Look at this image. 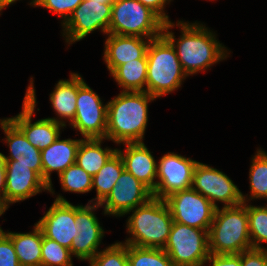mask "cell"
Here are the masks:
<instances>
[{"label": "cell", "mask_w": 267, "mask_h": 266, "mask_svg": "<svg viewBox=\"0 0 267 266\" xmlns=\"http://www.w3.org/2000/svg\"><path fill=\"white\" fill-rule=\"evenodd\" d=\"M173 26L175 25L171 21L164 23L163 35L175 47L177 57L187 76L204 71L214 63L226 59L228 54L226 48L203 24L178 21L177 26L181 27L182 34L177 41L174 33L168 31Z\"/></svg>", "instance_id": "obj_1"}, {"label": "cell", "mask_w": 267, "mask_h": 266, "mask_svg": "<svg viewBox=\"0 0 267 266\" xmlns=\"http://www.w3.org/2000/svg\"><path fill=\"white\" fill-rule=\"evenodd\" d=\"M156 98L146 91H122L107 103L105 139L120 143L143 142L147 121L148 102Z\"/></svg>", "instance_id": "obj_2"}, {"label": "cell", "mask_w": 267, "mask_h": 266, "mask_svg": "<svg viewBox=\"0 0 267 266\" xmlns=\"http://www.w3.org/2000/svg\"><path fill=\"white\" fill-rule=\"evenodd\" d=\"M125 244L143 248L164 249L173 225L171 212L165 200L152 197L148 202L130 210Z\"/></svg>", "instance_id": "obj_3"}, {"label": "cell", "mask_w": 267, "mask_h": 266, "mask_svg": "<svg viewBox=\"0 0 267 266\" xmlns=\"http://www.w3.org/2000/svg\"><path fill=\"white\" fill-rule=\"evenodd\" d=\"M208 240L211 254H240L252 249L246 202L216 208Z\"/></svg>", "instance_id": "obj_4"}, {"label": "cell", "mask_w": 267, "mask_h": 266, "mask_svg": "<svg viewBox=\"0 0 267 266\" xmlns=\"http://www.w3.org/2000/svg\"><path fill=\"white\" fill-rule=\"evenodd\" d=\"M146 57V92L155 98L173 92L187 77L175 47L163 34L150 40Z\"/></svg>", "instance_id": "obj_5"}, {"label": "cell", "mask_w": 267, "mask_h": 266, "mask_svg": "<svg viewBox=\"0 0 267 266\" xmlns=\"http://www.w3.org/2000/svg\"><path fill=\"white\" fill-rule=\"evenodd\" d=\"M164 22L138 0H114L108 33L155 39L163 34Z\"/></svg>", "instance_id": "obj_6"}, {"label": "cell", "mask_w": 267, "mask_h": 266, "mask_svg": "<svg viewBox=\"0 0 267 266\" xmlns=\"http://www.w3.org/2000/svg\"><path fill=\"white\" fill-rule=\"evenodd\" d=\"M163 250L174 266H203L210 254L208 231L173 221Z\"/></svg>", "instance_id": "obj_7"}, {"label": "cell", "mask_w": 267, "mask_h": 266, "mask_svg": "<svg viewBox=\"0 0 267 266\" xmlns=\"http://www.w3.org/2000/svg\"><path fill=\"white\" fill-rule=\"evenodd\" d=\"M164 200L173 221L209 232L216 207L201 193L190 188L177 191Z\"/></svg>", "instance_id": "obj_8"}, {"label": "cell", "mask_w": 267, "mask_h": 266, "mask_svg": "<svg viewBox=\"0 0 267 266\" xmlns=\"http://www.w3.org/2000/svg\"><path fill=\"white\" fill-rule=\"evenodd\" d=\"M191 188L201 193L216 208L218 201L224 203L223 207H232L250 200L245 198L246 195L225 173L200 162L194 168Z\"/></svg>", "instance_id": "obj_9"}, {"label": "cell", "mask_w": 267, "mask_h": 266, "mask_svg": "<svg viewBox=\"0 0 267 266\" xmlns=\"http://www.w3.org/2000/svg\"><path fill=\"white\" fill-rule=\"evenodd\" d=\"M102 103L98 94L84 80L78 85L76 113L70 124L79 130L84 139H105L108 105H103Z\"/></svg>", "instance_id": "obj_10"}, {"label": "cell", "mask_w": 267, "mask_h": 266, "mask_svg": "<svg viewBox=\"0 0 267 266\" xmlns=\"http://www.w3.org/2000/svg\"><path fill=\"white\" fill-rule=\"evenodd\" d=\"M35 96L33 79L31 78L23 100L22 112L9 119L23 132L27 140L41 151L60 136V129L64 125L60 124L59 119L56 118H45L32 123L31 117L36 106Z\"/></svg>", "instance_id": "obj_11"}, {"label": "cell", "mask_w": 267, "mask_h": 266, "mask_svg": "<svg viewBox=\"0 0 267 266\" xmlns=\"http://www.w3.org/2000/svg\"><path fill=\"white\" fill-rule=\"evenodd\" d=\"M112 4H101L93 0H83L65 23H62L66 42L80 41L98 28L108 34Z\"/></svg>", "instance_id": "obj_12"}, {"label": "cell", "mask_w": 267, "mask_h": 266, "mask_svg": "<svg viewBox=\"0 0 267 266\" xmlns=\"http://www.w3.org/2000/svg\"><path fill=\"white\" fill-rule=\"evenodd\" d=\"M198 162L176 153H167L157 164V178L153 197L164 200L169 195L192 186L194 168Z\"/></svg>", "instance_id": "obj_13"}, {"label": "cell", "mask_w": 267, "mask_h": 266, "mask_svg": "<svg viewBox=\"0 0 267 266\" xmlns=\"http://www.w3.org/2000/svg\"><path fill=\"white\" fill-rule=\"evenodd\" d=\"M152 197V191L124 169L100 206L104 205V214L123 216L128 211L145 204Z\"/></svg>", "instance_id": "obj_14"}, {"label": "cell", "mask_w": 267, "mask_h": 266, "mask_svg": "<svg viewBox=\"0 0 267 266\" xmlns=\"http://www.w3.org/2000/svg\"><path fill=\"white\" fill-rule=\"evenodd\" d=\"M88 202L86 206H75V225L78 236L72 240L70 252L81 260L90 261L99 251L98 246L104 236V229L100 226L94 210L100 204Z\"/></svg>", "instance_id": "obj_15"}, {"label": "cell", "mask_w": 267, "mask_h": 266, "mask_svg": "<svg viewBox=\"0 0 267 266\" xmlns=\"http://www.w3.org/2000/svg\"><path fill=\"white\" fill-rule=\"evenodd\" d=\"M43 235L70 249L72 240L78 236L75 225V205L59 194L45 215L36 223Z\"/></svg>", "instance_id": "obj_16"}, {"label": "cell", "mask_w": 267, "mask_h": 266, "mask_svg": "<svg viewBox=\"0 0 267 266\" xmlns=\"http://www.w3.org/2000/svg\"><path fill=\"white\" fill-rule=\"evenodd\" d=\"M5 202L13 204L47 190V183L30 166L15 165V160H5Z\"/></svg>", "instance_id": "obj_17"}, {"label": "cell", "mask_w": 267, "mask_h": 266, "mask_svg": "<svg viewBox=\"0 0 267 266\" xmlns=\"http://www.w3.org/2000/svg\"><path fill=\"white\" fill-rule=\"evenodd\" d=\"M1 128L4 130L10 155L2 154L4 160H15V165L30 166L42 178L41 151L34 147L25 137L23 132L9 119H0Z\"/></svg>", "instance_id": "obj_18"}, {"label": "cell", "mask_w": 267, "mask_h": 266, "mask_svg": "<svg viewBox=\"0 0 267 266\" xmlns=\"http://www.w3.org/2000/svg\"><path fill=\"white\" fill-rule=\"evenodd\" d=\"M105 41L104 61L110 74L119 66L128 61L142 58L151 39L145 40L140 36L107 34ZM145 40V41H144Z\"/></svg>", "instance_id": "obj_19"}, {"label": "cell", "mask_w": 267, "mask_h": 266, "mask_svg": "<svg viewBox=\"0 0 267 266\" xmlns=\"http://www.w3.org/2000/svg\"><path fill=\"white\" fill-rule=\"evenodd\" d=\"M124 144H126L125 153L117 149L123 160L124 169L153 192L156 187L154 179L157 177V162L151 152L143 142Z\"/></svg>", "instance_id": "obj_20"}, {"label": "cell", "mask_w": 267, "mask_h": 266, "mask_svg": "<svg viewBox=\"0 0 267 266\" xmlns=\"http://www.w3.org/2000/svg\"><path fill=\"white\" fill-rule=\"evenodd\" d=\"M82 140H59L58 137L50 146L41 150L42 179L49 186V192L54 193L50 177L51 172L57 171L60 175L75 163L78 147Z\"/></svg>", "instance_id": "obj_21"}, {"label": "cell", "mask_w": 267, "mask_h": 266, "mask_svg": "<svg viewBox=\"0 0 267 266\" xmlns=\"http://www.w3.org/2000/svg\"><path fill=\"white\" fill-rule=\"evenodd\" d=\"M70 78L69 80H59L50 94L52 107L60 117L59 123L64 126H66L64 118L70 120L71 123L75 117L78 85L83 81V78L77 73H71Z\"/></svg>", "instance_id": "obj_22"}, {"label": "cell", "mask_w": 267, "mask_h": 266, "mask_svg": "<svg viewBox=\"0 0 267 266\" xmlns=\"http://www.w3.org/2000/svg\"><path fill=\"white\" fill-rule=\"evenodd\" d=\"M12 243L20 266H41L42 230L35 224L32 233H6Z\"/></svg>", "instance_id": "obj_23"}, {"label": "cell", "mask_w": 267, "mask_h": 266, "mask_svg": "<svg viewBox=\"0 0 267 266\" xmlns=\"http://www.w3.org/2000/svg\"><path fill=\"white\" fill-rule=\"evenodd\" d=\"M101 138H88L80 142L75 163L92 177L98 173L117 149L102 148Z\"/></svg>", "instance_id": "obj_24"}, {"label": "cell", "mask_w": 267, "mask_h": 266, "mask_svg": "<svg viewBox=\"0 0 267 266\" xmlns=\"http://www.w3.org/2000/svg\"><path fill=\"white\" fill-rule=\"evenodd\" d=\"M110 75L116 80L122 91H146L147 57L146 54L134 61L119 65Z\"/></svg>", "instance_id": "obj_25"}, {"label": "cell", "mask_w": 267, "mask_h": 266, "mask_svg": "<svg viewBox=\"0 0 267 266\" xmlns=\"http://www.w3.org/2000/svg\"><path fill=\"white\" fill-rule=\"evenodd\" d=\"M123 170V160L116 151L98 173L92 177V189L96 188L97 196L91 199L89 203H93L94 200L95 203L100 204L112 191Z\"/></svg>", "instance_id": "obj_26"}, {"label": "cell", "mask_w": 267, "mask_h": 266, "mask_svg": "<svg viewBox=\"0 0 267 266\" xmlns=\"http://www.w3.org/2000/svg\"><path fill=\"white\" fill-rule=\"evenodd\" d=\"M129 266H174L168 254L160 248H143L127 244Z\"/></svg>", "instance_id": "obj_27"}, {"label": "cell", "mask_w": 267, "mask_h": 266, "mask_svg": "<svg viewBox=\"0 0 267 266\" xmlns=\"http://www.w3.org/2000/svg\"><path fill=\"white\" fill-rule=\"evenodd\" d=\"M250 199L267 198V153L258 149L249 170Z\"/></svg>", "instance_id": "obj_28"}, {"label": "cell", "mask_w": 267, "mask_h": 266, "mask_svg": "<svg viewBox=\"0 0 267 266\" xmlns=\"http://www.w3.org/2000/svg\"><path fill=\"white\" fill-rule=\"evenodd\" d=\"M247 213L252 248L264 249L261 243H267V206L247 205Z\"/></svg>", "instance_id": "obj_29"}, {"label": "cell", "mask_w": 267, "mask_h": 266, "mask_svg": "<svg viewBox=\"0 0 267 266\" xmlns=\"http://www.w3.org/2000/svg\"><path fill=\"white\" fill-rule=\"evenodd\" d=\"M58 177L64 191L87 193L92 190V176L76 163L69 166Z\"/></svg>", "instance_id": "obj_30"}, {"label": "cell", "mask_w": 267, "mask_h": 266, "mask_svg": "<svg viewBox=\"0 0 267 266\" xmlns=\"http://www.w3.org/2000/svg\"><path fill=\"white\" fill-rule=\"evenodd\" d=\"M70 249L46 238L42 232L41 266H73Z\"/></svg>", "instance_id": "obj_31"}, {"label": "cell", "mask_w": 267, "mask_h": 266, "mask_svg": "<svg viewBox=\"0 0 267 266\" xmlns=\"http://www.w3.org/2000/svg\"><path fill=\"white\" fill-rule=\"evenodd\" d=\"M90 266H129L127 244L117 242L99 251L90 261Z\"/></svg>", "instance_id": "obj_32"}, {"label": "cell", "mask_w": 267, "mask_h": 266, "mask_svg": "<svg viewBox=\"0 0 267 266\" xmlns=\"http://www.w3.org/2000/svg\"><path fill=\"white\" fill-rule=\"evenodd\" d=\"M83 0H32L30 5L41 6L57 13L65 23Z\"/></svg>", "instance_id": "obj_33"}, {"label": "cell", "mask_w": 267, "mask_h": 266, "mask_svg": "<svg viewBox=\"0 0 267 266\" xmlns=\"http://www.w3.org/2000/svg\"><path fill=\"white\" fill-rule=\"evenodd\" d=\"M0 266H20L13 243L5 233H0Z\"/></svg>", "instance_id": "obj_34"}, {"label": "cell", "mask_w": 267, "mask_h": 266, "mask_svg": "<svg viewBox=\"0 0 267 266\" xmlns=\"http://www.w3.org/2000/svg\"><path fill=\"white\" fill-rule=\"evenodd\" d=\"M241 266H267V248L243 251Z\"/></svg>", "instance_id": "obj_35"}, {"label": "cell", "mask_w": 267, "mask_h": 266, "mask_svg": "<svg viewBox=\"0 0 267 266\" xmlns=\"http://www.w3.org/2000/svg\"><path fill=\"white\" fill-rule=\"evenodd\" d=\"M212 263V266H241L240 254H209L206 262Z\"/></svg>", "instance_id": "obj_36"}, {"label": "cell", "mask_w": 267, "mask_h": 266, "mask_svg": "<svg viewBox=\"0 0 267 266\" xmlns=\"http://www.w3.org/2000/svg\"><path fill=\"white\" fill-rule=\"evenodd\" d=\"M145 7L152 10L164 23L170 22L169 16L164 12V6L166 2L169 3L171 0H138Z\"/></svg>", "instance_id": "obj_37"}, {"label": "cell", "mask_w": 267, "mask_h": 266, "mask_svg": "<svg viewBox=\"0 0 267 266\" xmlns=\"http://www.w3.org/2000/svg\"><path fill=\"white\" fill-rule=\"evenodd\" d=\"M5 178H6L5 160L3 159L2 153L0 152V197H2L4 200H5V190H6Z\"/></svg>", "instance_id": "obj_38"}, {"label": "cell", "mask_w": 267, "mask_h": 266, "mask_svg": "<svg viewBox=\"0 0 267 266\" xmlns=\"http://www.w3.org/2000/svg\"><path fill=\"white\" fill-rule=\"evenodd\" d=\"M9 205L0 197V216L8 209ZM4 232L0 227V233Z\"/></svg>", "instance_id": "obj_39"}, {"label": "cell", "mask_w": 267, "mask_h": 266, "mask_svg": "<svg viewBox=\"0 0 267 266\" xmlns=\"http://www.w3.org/2000/svg\"><path fill=\"white\" fill-rule=\"evenodd\" d=\"M18 0H0V10Z\"/></svg>", "instance_id": "obj_40"}, {"label": "cell", "mask_w": 267, "mask_h": 266, "mask_svg": "<svg viewBox=\"0 0 267 266\" xmlns=\"http://www.w3.org/2000/svg\"><path fill=\"white\" fill-rule=\"evenodd\" d=\"M96 2H100L101 4H113L114 0H93Z\"/></svg>", "instance_id": "obj_41"}]
</instances>
